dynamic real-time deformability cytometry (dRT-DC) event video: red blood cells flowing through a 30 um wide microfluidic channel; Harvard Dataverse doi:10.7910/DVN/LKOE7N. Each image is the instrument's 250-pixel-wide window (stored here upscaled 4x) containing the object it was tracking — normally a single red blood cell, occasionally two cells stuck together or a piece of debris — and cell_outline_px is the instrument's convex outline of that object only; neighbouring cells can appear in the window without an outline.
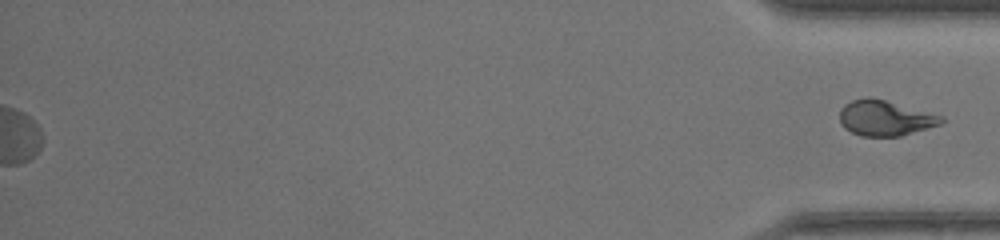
{"species": "common noctule bat (a hibernating species)", "species_latin": "Nyctalus noctula", "temperature_condition": "warm", "stored_images_in_passage": 53, "segment_of_instrument_passage": [2, 2], "camera_frame_rate_fps": 3000, "um_per_image_px": 0.085, "animal": {"sex": "female", "body_mass_g": 17.0, "forearm_length_mm": 48.0}, "frame": {"image": 1, "passage_image": 53, "time_ms": 17.333, "image_size_px": [1000, 240], "cell_outline_px": [[944, 120], [940, 124], [900, 136], [860, 136], [844, 128], [840, 120], [840, 112], [844, 104], [852, 100], [868, 96], [872, 96], [940, 116]], "centroid_in_image_um": [75.17, 10.03], "position_along_channel_um": 360.0, "area_um2": 20.63}}